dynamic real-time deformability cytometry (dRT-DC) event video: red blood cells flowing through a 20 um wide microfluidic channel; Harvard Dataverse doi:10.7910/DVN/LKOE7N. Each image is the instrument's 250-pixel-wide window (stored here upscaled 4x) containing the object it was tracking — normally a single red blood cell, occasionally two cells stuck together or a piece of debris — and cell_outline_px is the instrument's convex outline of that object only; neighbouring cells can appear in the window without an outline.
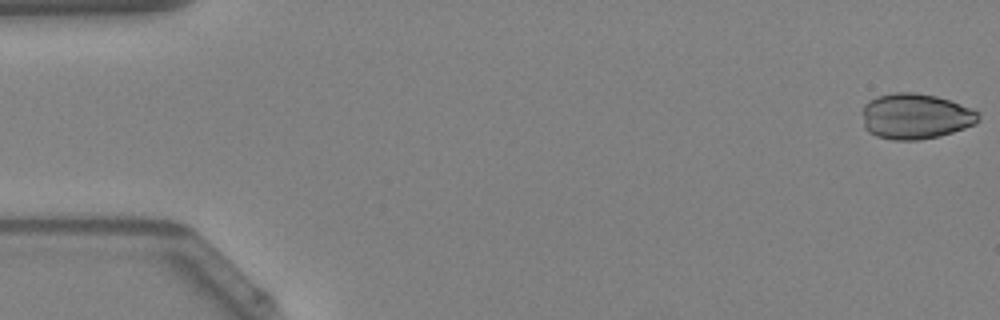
{"species": "Egyptian fruit bat (a non-hibernating species)", "species_latin": "Rousettus aegyptiacus", "temperature_condition": "warm", "stored_images_in_passage": 45, "camera_frame_rate_fps": 3000, "um_per_image_px": 0.085, "animal": {"sex": "female"}, "frame": {"image": 1, "passage_image": 1, "time_ms": 0.0, "image_size_px": [1000, 320], "cell_outline_px": [[980, 120], [976, 124], [940, 136], [920, 140], [892, 140], [876, 136], [868, 132], [864, 128], [864, 104], [868, 100], [876, 96], [892, 92], [916, 92], [936, 96], [960, 104], [980, 112]], "centroid_in_image_um": [77.81, 9.88], "position_along_channel_um": 7.2, "area_um2": 31.1}}
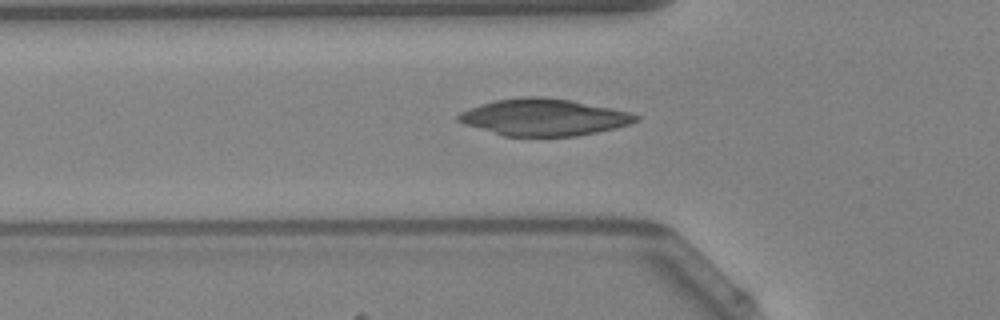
{"frame": {"image": 2, "passage_image": 17, "time_ms": 5.333, "image_size_px": [1000, 320], "cell_outline_px": [[640, 120], [632, 124], [616, 128], [576, 136], [504, 136], [464, 124], [456, 120], [456, 116], [460, 112], [496, 100], [524, 96], [540, 96], [568, 100], [612, 108], [628, 112], [640, 116]], "centroid_in_image_um": [46.25, 9.97], "position_along_channel_um": 79.5, "area_um2": 37.86}}
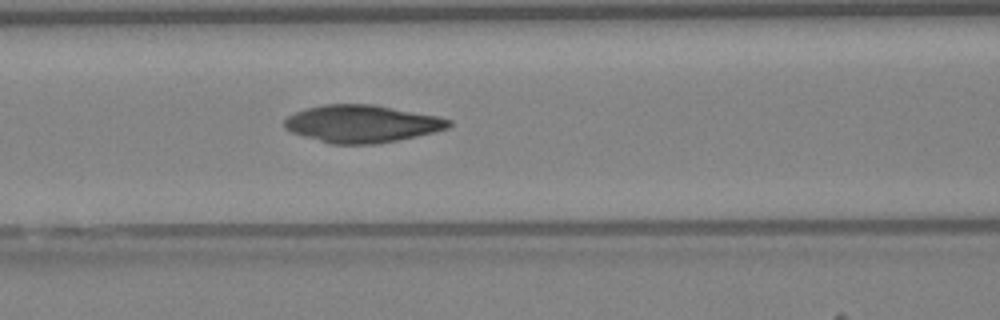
{"frame": {"image": 3, "passage_image": 21, "time_ms": 6.667, "image_size_px": [1000, 320], "cell_outline_px": [[452, 124], [448, 128], [416, 136], [376, 144], [332, 144], [304, 136], [292, 132], [284, 128], [284, 120], [288, 116], [296, 112], [308, 108], [324, 104], [372, 104], [436, 116], [452, 120]], "centroid_in_image_um": [30.74, 10.52], "position_along_channel_um": 135.9, "area_um2": 35.49}}